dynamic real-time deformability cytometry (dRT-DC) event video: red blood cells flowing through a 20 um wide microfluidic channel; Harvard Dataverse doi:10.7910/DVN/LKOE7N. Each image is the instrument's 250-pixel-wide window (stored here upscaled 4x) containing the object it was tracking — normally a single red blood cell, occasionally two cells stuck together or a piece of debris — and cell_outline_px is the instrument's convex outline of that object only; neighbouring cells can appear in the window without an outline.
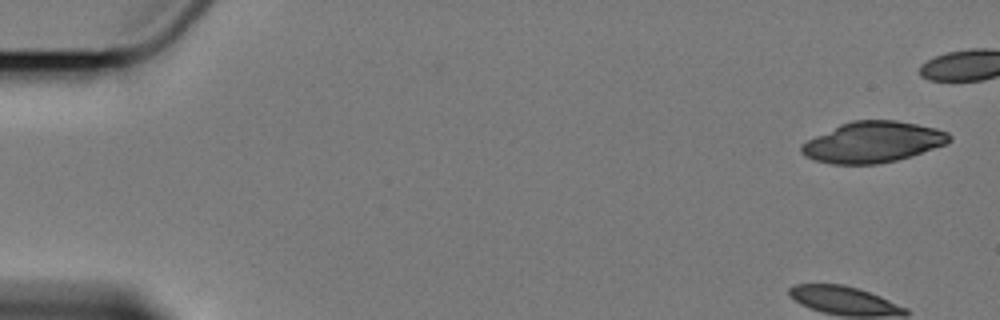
{"species": "Egyptian fruit bat (a non-hibernating species)", "species_latin": "Rousettus aegyptiacus", "temperature_condition": "cold", "stored_images_in_passage": 7, "camera_frame_rate_fps": 3000, "um_per_image_px": 0.085, "animal": {"sex": "female"}, "frame": {"image": 1, "passage_image": 1, "time_ms": 0.0, "image_size_px": [1000, 320], "cell_outline_px": [[952, 140], [944, 144], [896, 160], [876, 164], [832, 164], [816, 160], [804, 156], [800, 152], [800, 144], [840, 124], [852, 120], [896, 120], [936, 128], [948, 132], [952, 136]], "centroid_in_image_um": [74.16, 12.07], "position_along_channel_um": 10.8, "area_um2": 34.91}}
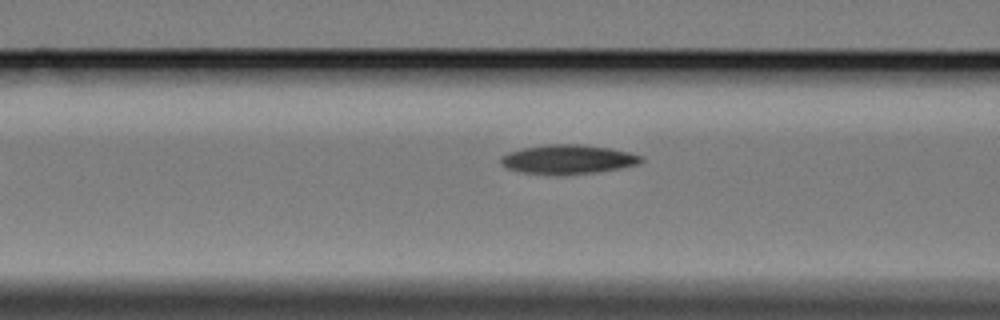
{"frame": {"image": 2, "passage_image": 7, "time_ms": 9.0, "image_size_px": [1000, 320], "cell_outline_px": [[644, 160], [640, 164], [620, 168], [596, 172], [560, 176], [552, 176], [524, 172], [508, 168], [500, 164], [500, 156], [508, 152], [524, 148], [548, 144], [584, 144], [612, 148], [644, 156]], "centroid_in_image_um": [48.3, 13.55], "position_along_channel_um": 118.3, "area_um2": 24.33}}